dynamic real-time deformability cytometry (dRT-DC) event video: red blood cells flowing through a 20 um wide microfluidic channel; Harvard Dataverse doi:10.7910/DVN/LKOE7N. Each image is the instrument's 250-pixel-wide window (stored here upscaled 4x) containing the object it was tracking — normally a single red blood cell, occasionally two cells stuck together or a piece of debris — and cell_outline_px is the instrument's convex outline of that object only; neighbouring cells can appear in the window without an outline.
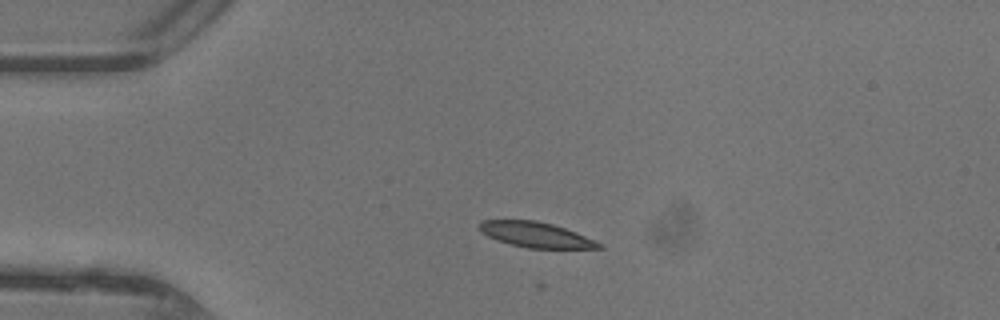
{"species": "common noctule bat (a hibernating species)", "species_latin": "Nyctalus noctula", "temperature_condition": "warm", "stored_images_in_passage": 28, "camera_frame_rate_fps": 3000, "um_per_image_px": 0.085, "animal": {"sex": "female"}, "frame": {"image": 1, "passage_image": 1, "time_ms": 0.0, "image_size_px": [1000, 320], "cell_outline_px": [[604, 248], [528, 248], [496, 240], [480, 232], [480, 220], [536, 220], [552, 224], [576, 232], [596, 240], [604, 244]], "centroid_in_image_um": [45.57, 19.95], "position_along_channel_um": 39.4, "area_um2": 17.57}}
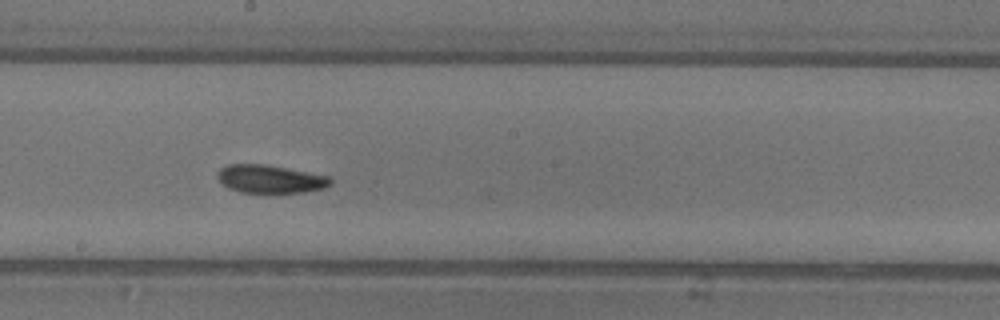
{"frame": {"image": 2, "passage_image": 16, "time_ms": 5.0, "image_size_px": [1000, 320], "cell_outline_px": [[332, 184], [324, 188], [304, 192], [240, 192], [228, 188], [216, 176], [216, 172], [220, 168], [228, 164], [264, 164], [328, 176], [332, 180]], "centroid_in_image_um": [22.94, 15.21], "position_along_channel_um": 225.3, "area_um2": 18.32}}
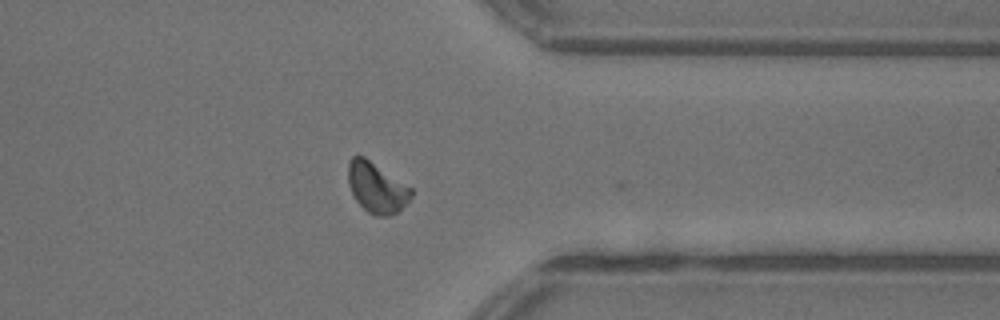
{"frame": {"image": 3, "passage_image": 27, "time_ms": 8.667, "image_size_px": [1000, 320], "cell_outline_px": [[412, 196], [396, 212], [388, 216], [376, 216], [368, 212], [356, 200], [348, 184], [348, 164], [352, 156], [364, 156], [412, 188]], "centroid_in_image_um": [31.99, 15.93], "position_along_channel_um": 379.4, "area_um2": 18.21}, "authors_computed_cell_mechanics": {"area_um2": 18.4093, "velocity_mm_per_s": 4.3977, "shape_relaxation_time_tau1_ms": 5.2526, "shape_relaxation_time_tau2_ms": 2.3418, "deformation_change_tau1": 0.1429, "deformation_change_tau2": 0.0822}}